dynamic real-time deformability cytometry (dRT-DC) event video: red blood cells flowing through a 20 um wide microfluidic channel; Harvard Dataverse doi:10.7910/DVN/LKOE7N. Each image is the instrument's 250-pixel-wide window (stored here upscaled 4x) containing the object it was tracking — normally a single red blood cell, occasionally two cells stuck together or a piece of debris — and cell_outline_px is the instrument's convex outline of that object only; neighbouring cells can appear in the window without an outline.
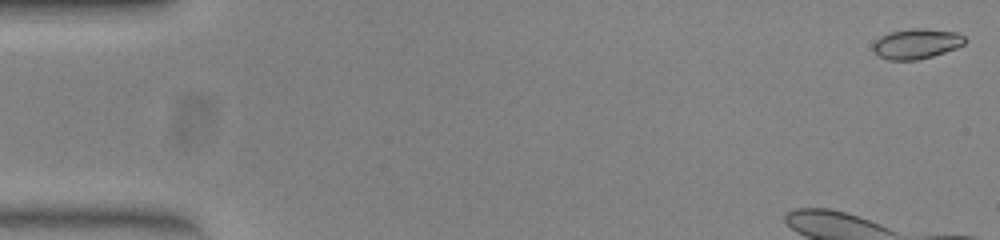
{"species": "common noctule bat (a hibernating species)", "species_latin": "Nyctalus noctula", "temperature_condition": "warm", "stored_images_in_passage": 11, "camera_frame_rate_fps": 3000, "um_per_image_px": 0.085, "animal": {"sex": "female", "body_mass_g": 23.0, "forearm_length_mm": 53.4}, "frame": {"image": 1, "passage_image": 1, "time_ms": 0.0, "image_size_px": [1000, 240], "cell_outline_px": [[964, 44], [956, 48], [932, 56], [916, 60], [888, 60], [880, 56], [872, 48], [872, 44], [880, 36], [888, 32], [912, 28], [924, 28], [956, 32], [964, 36]], "centroid_in_image_um": [77.87, 3.71], "position_along_channel_um": 7.1, "area_um2": 16.07}}